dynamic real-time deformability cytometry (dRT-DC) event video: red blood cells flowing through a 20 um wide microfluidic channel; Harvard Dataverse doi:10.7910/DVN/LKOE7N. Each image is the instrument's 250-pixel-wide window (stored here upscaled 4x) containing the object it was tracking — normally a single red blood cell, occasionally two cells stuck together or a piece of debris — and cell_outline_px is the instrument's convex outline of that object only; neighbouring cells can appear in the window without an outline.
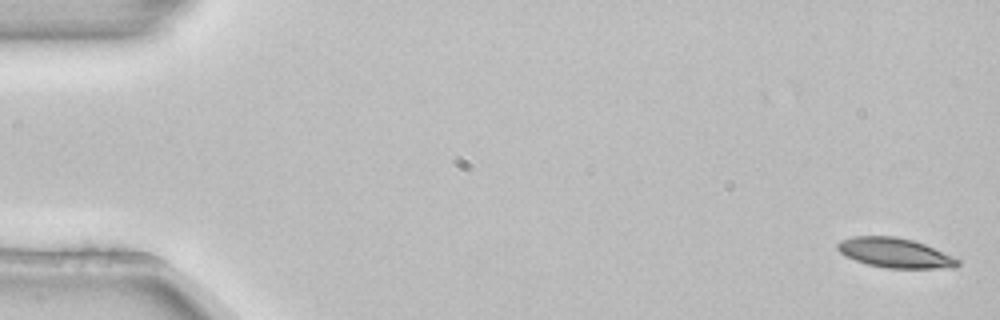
{"species": "common noctule bat (a hibernating species)", "species_latin": "Nyctalus noctula", "temperature_condition": "room temperature", "stored_images_in_passage": 4, "camera_frame_rate_fps": 3000, "um_per_image_px": 0.085, "animal": {"sex": "female", "body_mass_g": 22.7, "forearm_length_mm": 54.2}, "frame": {"image": 1, "passage_image": 1, "time_ms": 0.0, "image_size_px": [1000, 320], "cell_outline_px": [[960, 264], [956, 268], [888, 268], [868, 264], [856, 260], [840, 252], [836, 248], [836, 244], [840, 240], [852, 236], [896, 236], [912, 240], [924, 244], [952, 256], [960, 260]], "centroid_in_image_um": [76.08, 21.49], "position_along_channel_um": 8.9, "area_um2": 20.69}}
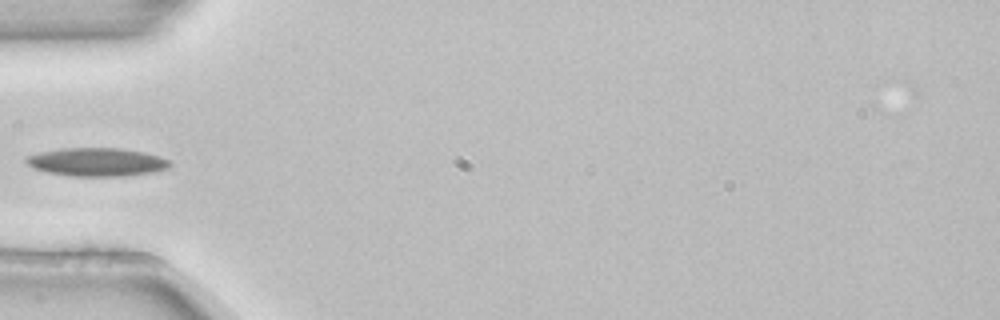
{"frame": {"image": 2, "passage_image": 4, "time_ms": 1.0, "image_size_px": [1000, 320], "cell_outline_px": [[172, 164], [168, 168], [152, 172], [124, 176], [72, 176], [48, 172], [32, 168], [24, 160], [24, 156], [40, 152], [64, 148], [120, 148], [144, 152], [160, 156], [168, 160]], "centroid_in_image_um": [8.21, 13.77], "position_along_channel_um": 76.8, "area_um2": 23.76}}